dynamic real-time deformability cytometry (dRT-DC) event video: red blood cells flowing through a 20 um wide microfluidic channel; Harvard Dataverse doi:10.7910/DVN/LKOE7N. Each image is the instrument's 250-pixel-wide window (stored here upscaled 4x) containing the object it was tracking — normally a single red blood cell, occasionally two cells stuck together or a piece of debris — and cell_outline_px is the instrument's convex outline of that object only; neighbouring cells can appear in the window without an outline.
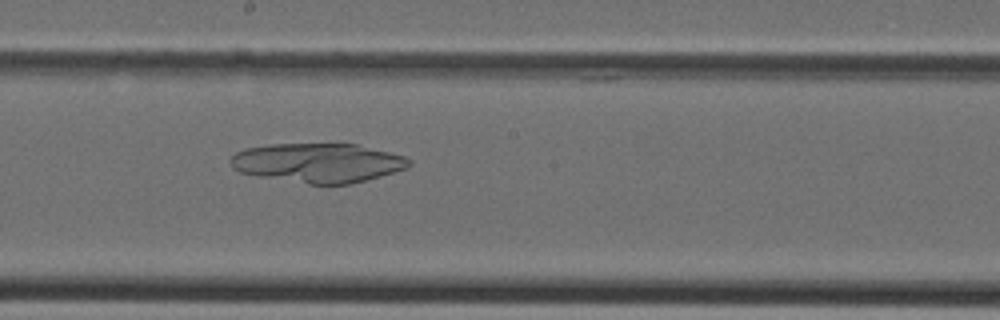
{"species": "Egyptian fruit bat (a non-hibernating species)", "species_latin": "Rousettus aegyptiacus", "temperature_condition": "cold", "stored_images_in_passage": 24, "camera_frame_rate_fps": 3000, "um_per_image_px": 0.085, "animal": {"sex": "female"}, "frame": {"image": 1, "passage_image": 10, "time_ms": 3.0, "image_size_px": [1000, 320], "cell_outline_px": [[412, 164], [408, 168], [352, 184], [308, 184], [256, 176], [240, 172], [232, 168], [228, 160], [236, 152], [244, 148], [272, 144], [356, 144], [404, 156], [412, 160]], "centroid_in_image_um": [27.01, 13.84], "position_along_channel_um": 221.2, "area_um2": 41.04}}
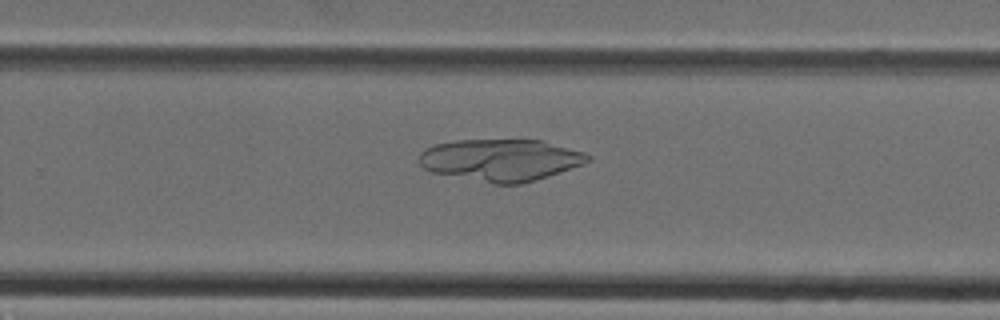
{"frame": {"image": 2, "passage_image": 14, "time_ms": 4.333, "image_size_px": [1000, 320], "cell_outline_px": [[592, 160], [584, 164], [520, 184], [496, 184], [428, 172], [420, 164], [420, 152], [424, 148], [436, 144], [456, 140], [540, 140], [584, 152], [592, 156]], "centroid_in_image_um": [42.53, 13.6], "position_along_channel_um": 287.3, "area_um2": 41.1}}